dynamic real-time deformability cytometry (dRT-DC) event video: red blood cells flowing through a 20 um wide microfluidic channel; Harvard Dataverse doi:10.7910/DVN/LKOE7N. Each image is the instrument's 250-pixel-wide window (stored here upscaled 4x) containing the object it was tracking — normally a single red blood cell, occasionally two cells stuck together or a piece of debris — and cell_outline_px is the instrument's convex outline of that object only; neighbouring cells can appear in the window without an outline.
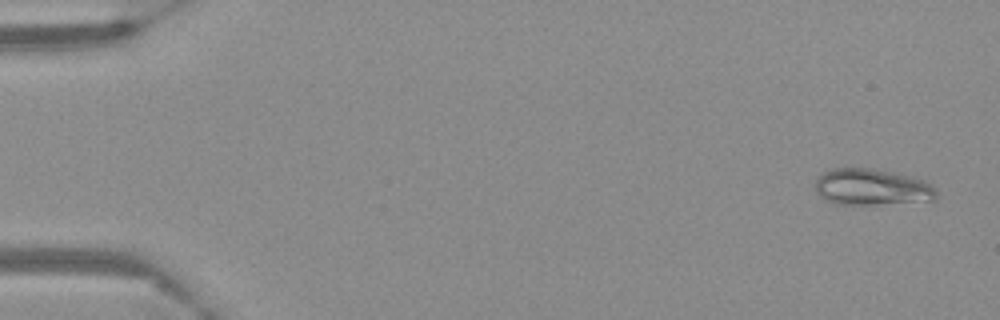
{"species": "Egyptian fruit bat (a non-hibernating species)", "species_latin": "Rousettus aegyptiacus", "temperature_condition": "warm", "stored_images_in_passage": 60, "camera_frame_rate_fps": 3000, "um_per_image_px": 0.085, "frame": {"image": 1, "passage_image": 3, "time_ms": 0.667, "image_size_px": [1000, 320], "cell_outline_px": [[936, 200], [872, 204], [836, 204], [824, 200], [816, 192], [816, 180], [824, 172], [832, 168], [872, 168], [896, 172], [924, 180], [932, 184], [936, 188]], "centroid_in_image_um": [74.11, 15.89], "position_along_channel_um": 10.9, "area_um2": 25.78}}
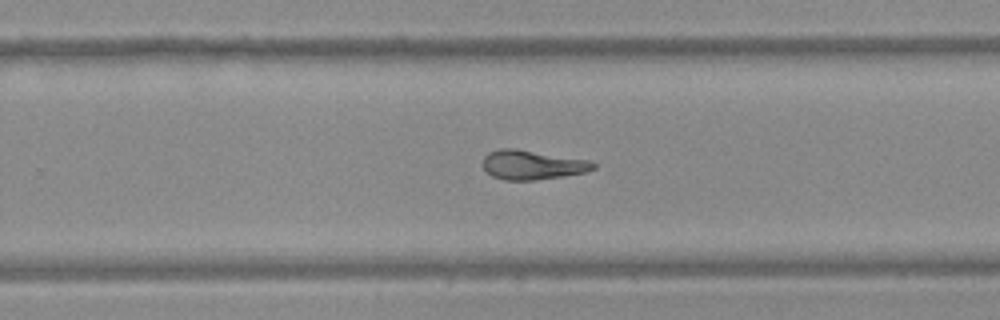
{"frame": {"image": 2, "passage_image": 39, "time_ms": 12.667, "image_size_px": [1000, 320], "cell_outline_px": [[596, 168], [588, 172], [564, 176], [536, 180], [504, 180], [492, 176], [480, 164], [484, 156], [488, 152], [500, 148], [516, 148], [588, 160], [596, 164]], "centroid_in_image_um": [45.22, 14.01], "position_along_channel_um": 284.6, "area_um2": 19.13}}
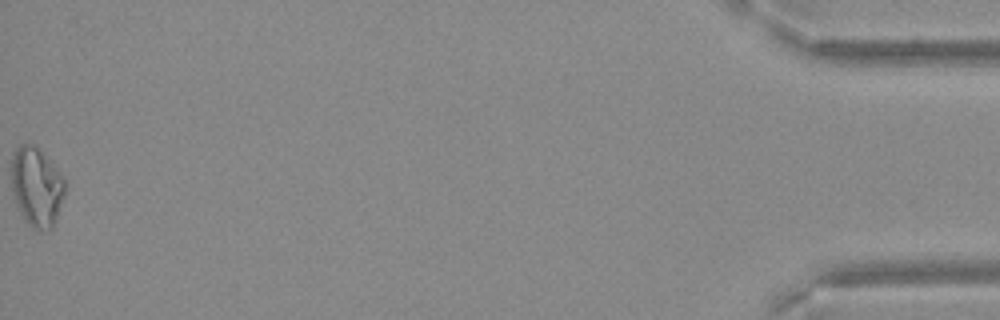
{"frame": {"image": 3, "passage_image": 60, "time_ms": 19.667, "image_size_px": [1000, 320], "cell_outline_px": [[64, 196], [56, 220], [52, 228], [40, 232], [32, 228], [24, 220], [16, 208], [12, 192], [12, 152], [20, 144], [32, 144], [40, 152], [64, 180]], "centroid_in_image_um": [3.06, 15.96], "position_along_channel_um": 432.1, "area_um2": 24.45}}